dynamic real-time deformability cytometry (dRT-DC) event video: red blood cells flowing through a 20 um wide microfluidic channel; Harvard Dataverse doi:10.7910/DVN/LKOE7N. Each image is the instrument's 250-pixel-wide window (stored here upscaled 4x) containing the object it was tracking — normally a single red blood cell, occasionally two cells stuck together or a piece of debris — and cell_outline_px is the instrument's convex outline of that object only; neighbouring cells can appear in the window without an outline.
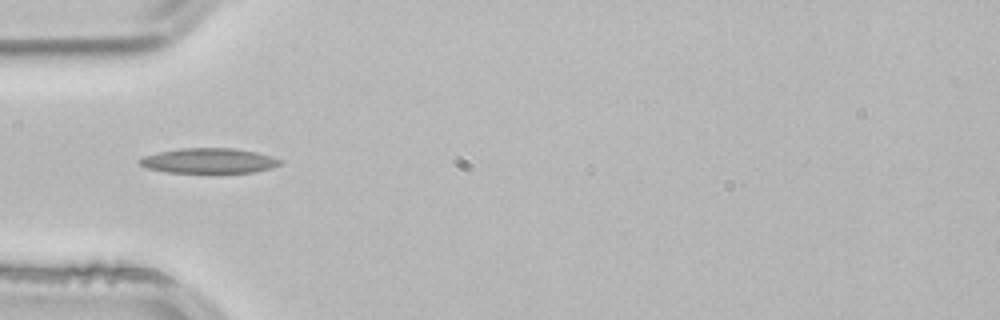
{"species": "common noctule bat (a hibernating species)", "species_latin": "Nyctalus noctula", "temperature_condition": "room temperature", "stored_images_in_passage": 3, "camera_frame_rate_fps": 3000, "um_per_image_px": 0.085, "animal": {"sex": "male", "body_mass_g": 21.5, "forearm_length_mm": 52.0}, "frame": {"image": 1, "passage_image": 3, "time_ms": 0.667, "image_size_px": [1000, 320], "cell_outline_px": [[284, 164], [272, 168], [252, 172], [164, 172], [148, 168], [140, 164], [136, 160], [144, 156], [160, 152], [180, 148], [232, 148], [256, 152], [284, 160]], "centroid_in_image_um": [17.79, 13.66], "position_along_channel_um": 67.2, "area_um2": 20.46}}